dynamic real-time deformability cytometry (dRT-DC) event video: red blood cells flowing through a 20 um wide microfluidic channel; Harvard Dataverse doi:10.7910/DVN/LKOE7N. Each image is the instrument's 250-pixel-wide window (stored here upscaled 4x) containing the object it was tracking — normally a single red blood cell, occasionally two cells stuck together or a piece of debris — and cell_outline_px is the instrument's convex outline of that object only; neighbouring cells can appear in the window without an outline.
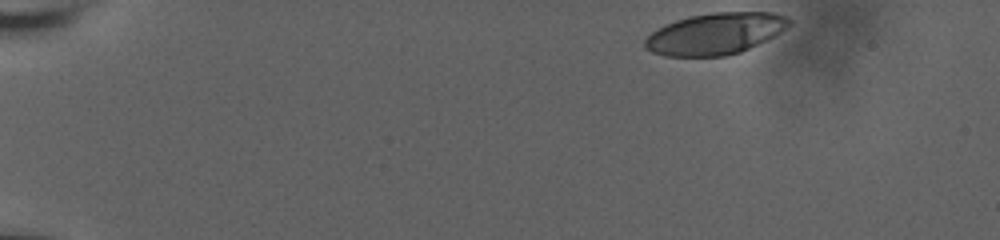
{"species": "human", "species_latin": "Homo sapiens", "temperature_condition": "room temperature", "stored_images_in_passage": 43, "camera_frame_rate_fps": 3000, "um_per_image_px": 0.085, "donor": {"sex": "male"}, "frame": {"image": 1, "passage_image": 1, "time_ms": 0.0, "image_size_px": [1000, 240], "cell_outline_px": [[792, 24], [788, 28], [776, 36], [740, 52], [724, 56], [664, 56], [652, 52], [644, 48], [644, 40], [652, 32], [664, 24], [688, 16], [712, 12], [772, 12], [788, 16], [792, 20]], "centroid_in_image_um": [60.84, 2.85], "position_along_channel_um": 24.2, "area_um2": 35.32}}
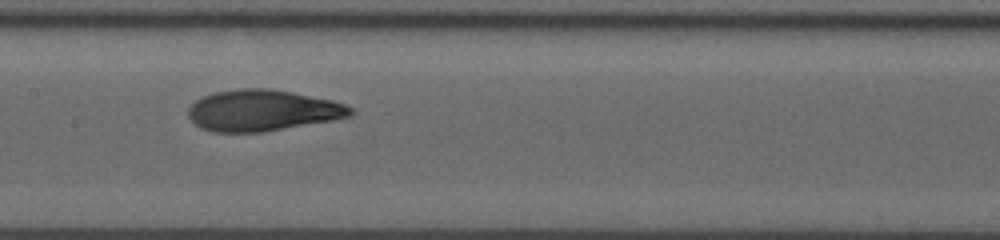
{"frame": {"image": 2, "passage_image": 24, "time_ms": 7.667, "image_size_px": [1000, 240], "cell_outline_px": [[356, 112], [352, 116], [332, 120], [264, 132], [212, 132], [200, 128], [188, 116], [188, 108], [196, 100], [212, 92], [240, 88], [268, 88], [292, 92], [332, 100], [344, 104], [352, 108]], "centroid_in_image_um": [22.31, 9.39], "position_along_channel_um": 185.1, "area_um2": 39.07}}
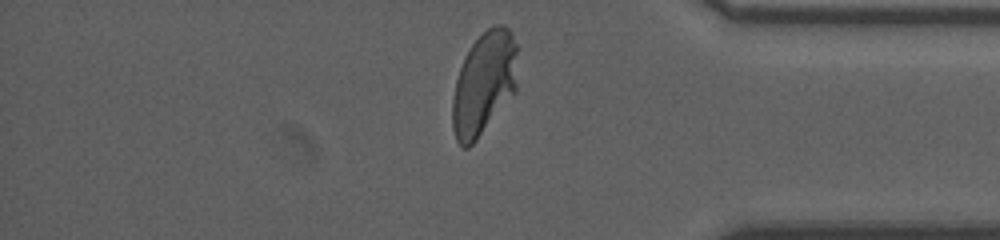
{"frame": {"image": 3, "passage_image": 42, "time_ms": 13.667, "image_size_px": [1000, 240], "cell_outline_px": [[516, 92], [476, 140], [468, 148], [464, 148], [456, 140], [452, 128], [452, 100], [456, 80], [464, 56], [472, 44], [492, 24], [504, 24], [512, 32], [516, 44]], "centroid_in_image_um": [41.13, 7.09], "position_along_channel_um": 394.1, "area_um2": 39.19}, "authors_computed_cell_mechanics": {"area_um2": 38.437, "velocity_mm_per_s": 3.7256, "shape_relaxation_time_tau1_ms": 8.1443, "shape_relaxation_time_tau2_ms": 0.9767, "deformation_change_tau1": 0.2764, "deformation_change_tau2": 0.0691}}